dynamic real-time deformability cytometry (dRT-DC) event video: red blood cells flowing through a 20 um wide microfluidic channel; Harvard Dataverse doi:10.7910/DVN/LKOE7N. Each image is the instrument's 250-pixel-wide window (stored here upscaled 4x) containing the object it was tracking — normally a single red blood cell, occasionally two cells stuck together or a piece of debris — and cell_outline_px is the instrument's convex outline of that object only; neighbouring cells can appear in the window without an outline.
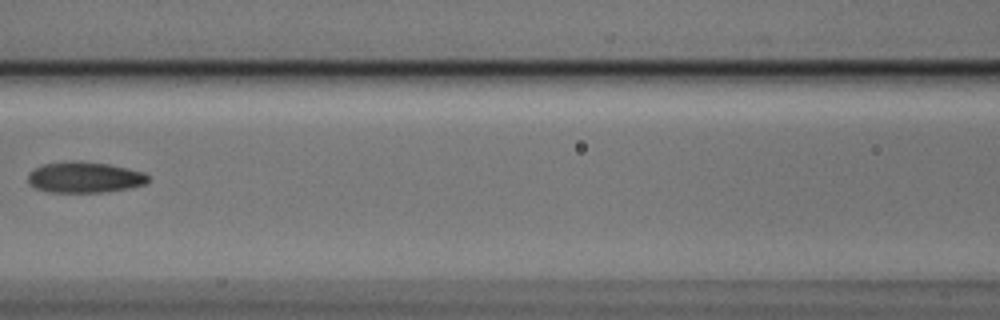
{"species": "Egyptian fruit bat (a non-hibernating species)", "species_latin": "Rousettus aegyptiacus", "temperature_condition": "cold", "stored_images_in_passage": 8, "camera_frame_rate_fps": 3000, "um_per_image_px": 0.085, "animal": {"sex": "male"}, "frame": {"image": 1, "passage_image": 7, "time_ms": 2.0, "image_size_px": [1000, 320], "cell_outline_px": [[148, 180], [144, 184], [128, 188], [104, 192], [48, 192], [36, 188], [28, 184], [28, 172], [44, 164], [72, 160], [80, 160], [108, 164], [144, 172], [148, 176]], "centroid_in_image_um": [7.15, 15.06], "position_along_channel_um": 159.4, "area_um2": 21.68}}
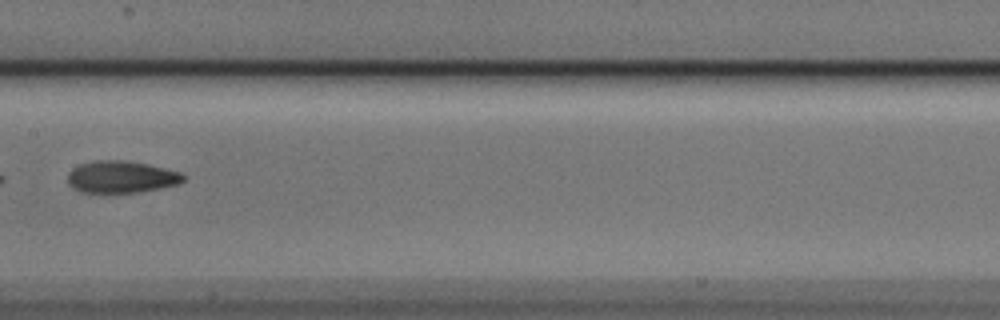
{"frame": {"image": 2, "passage_image": 8, "time_ms": 2.333, "image_size_px": [1000, 320], "cell_outline_px": [[184, 180], [180, 184], [160, 188], [136, 192], [80, 192], [72, 188], [68, 184], [68, 172], [72, 168], [80, 164], [96, 160], [124, 160], [148, 164], [180, 172], [184, 176]], "centroid_in_image_um": [10.28, 15.03], "position_along_channel_um": 197.1, "area_um2": 21.56}}